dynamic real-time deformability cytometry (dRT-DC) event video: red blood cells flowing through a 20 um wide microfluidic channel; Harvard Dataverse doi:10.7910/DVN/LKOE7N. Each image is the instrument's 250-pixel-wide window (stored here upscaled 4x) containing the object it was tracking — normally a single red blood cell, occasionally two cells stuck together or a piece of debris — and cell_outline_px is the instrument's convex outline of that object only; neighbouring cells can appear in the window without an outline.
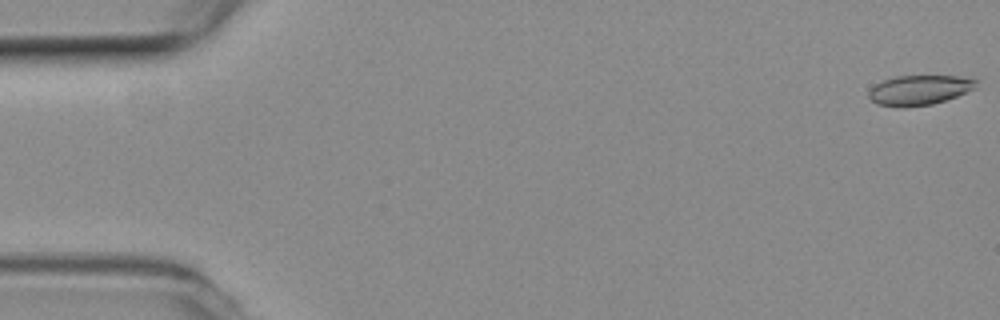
{"species": "common noctule bat (a hibernating species)", "species_latin": "Nyctalus noctula", "temperature_condition": "room temperature", "stored_images_in_passage": 11, "camera_frame_rate_fps": 3000, "um_per_image_px": 0.085, "animal": {"sex": "female", "body_mass_g": 19.3, "forearm_length_mm": 54.1}, "frame": {"image": 1, "passage_image": 1, "time_ms": 0.0, "image_size_px": [1000, 320], "cell_outline_px": [[980, 80], [976, 88], [956, 96], [932, 104], [904, 108], [900, 108], [876, 104], [868, 96], [868, 92], [876, 84], [884, 80], [896, 76], [956, 76]], "centroid_in_image_um": [78.15, 7.66], "position_along_channel_um": 6.9, "area_um2": 18.73}}